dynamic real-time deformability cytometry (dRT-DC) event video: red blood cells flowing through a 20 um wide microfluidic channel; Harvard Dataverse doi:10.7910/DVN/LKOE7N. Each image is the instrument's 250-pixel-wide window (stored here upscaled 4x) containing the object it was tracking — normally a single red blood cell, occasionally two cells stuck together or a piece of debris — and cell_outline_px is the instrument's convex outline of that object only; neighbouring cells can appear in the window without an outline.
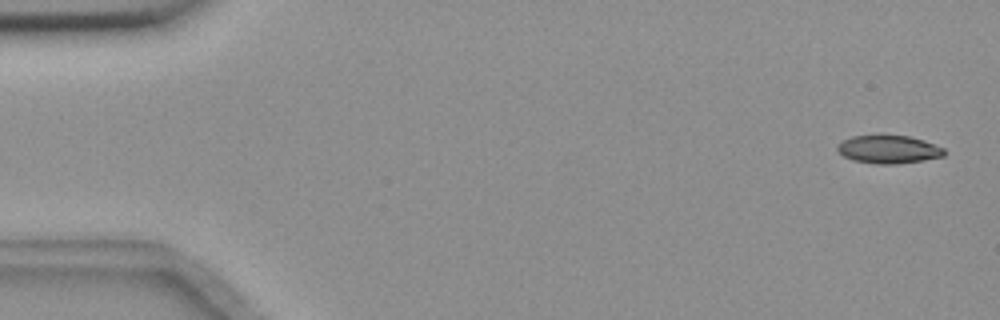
{"species": "common noctule bat (a hibernating species)", "species_latin": "Nyctalus noctula", "temperature_condition": "room temperature", "stored_images_in_passage": 4, "camera_frame_rate_fps": 3000, "um_per_image_px": 0.085, "animal": {"sex": "female", "body_mass_g": 18.4}, "frame": {"image": 1, "passage_image": 1, "time_ms": 0.0, "image_size_px": [1000, 320], "cell_outline_px": [[944, 156], [924, 160], [896, 164], [876, 164], [852, 160], [844, 156], [836, 148], [836, 144], [840, 140], [852, 136], [880, 132], [908, 136], [924, 140], [944, 148]], "centroid_in_image_um": [75.47, 12.65], "position_along_channel_um": 9.5, "area_um2": 18.26}}
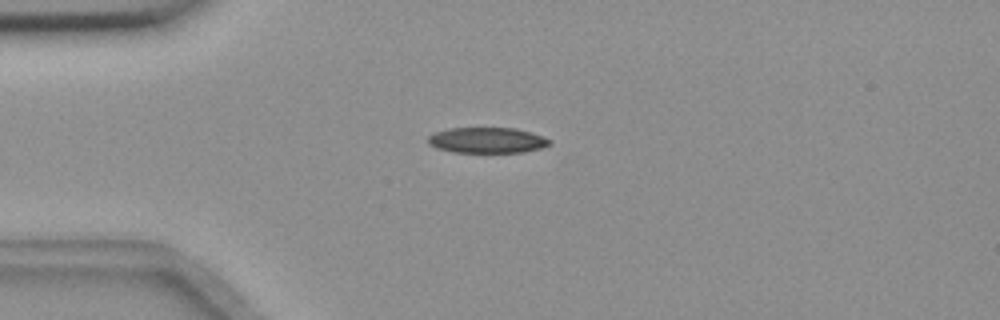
{"frame": {"image": 2, "passage_image": 4, "time_ms": 1.0, "image_size_px": [1000, 320], "cell_outline_px": [[552, 144], [540, 148], [524, 152], [452, 152], [436, 148], [428, 144], [428, 136], [432, 132], [448, 128], [516, 128], [532, 132], [544, 136], [552, 140]], "centroid_in_image_um": [41.41, 11.91], "position_along_channel_um": 43.6, "area_um2": 18.44}}